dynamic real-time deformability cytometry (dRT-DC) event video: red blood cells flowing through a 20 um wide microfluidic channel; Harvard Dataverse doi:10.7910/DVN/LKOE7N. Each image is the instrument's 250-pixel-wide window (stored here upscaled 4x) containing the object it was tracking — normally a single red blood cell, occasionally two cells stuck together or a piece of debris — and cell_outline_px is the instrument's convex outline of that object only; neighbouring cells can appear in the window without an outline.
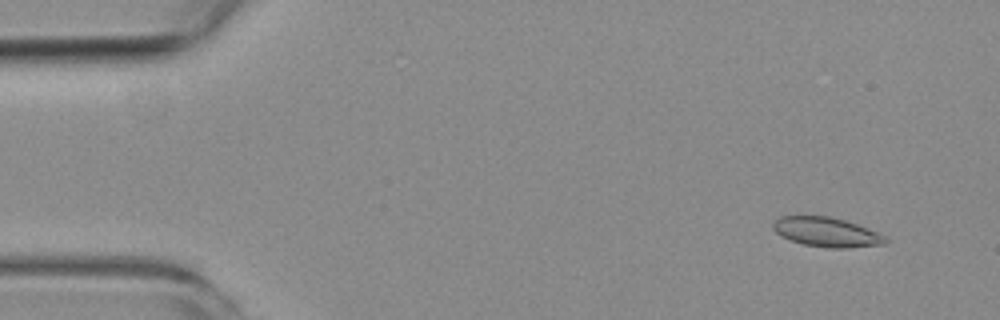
{"species": "common noctule bat (a hibernating species)", "species_latin": "Nyctalus noctula", "temperature_condition": "room temperature", "stored_images_in_passage": 7, "camera_frame_rate_fps": 3000, "um_per_image_px": 0.085, "animal": {"sex": "female", "body_mass_g": 19.3, "forearm_length_mm": 54.1}, "frame": {"image": 1, "passage_image": 2, "time_ms": 1.0, "image_size_px": [1000, 320], "cell_outline_px": [[888, 240], [884, 244], [848, 248], [828, 248], [804, 244], [780, 236], [772, 228], [772, 224], [780, 216], [828, 216], [844, 220], [868, 228], [884, 236]], "centroid_in_image_um": [70.24, 19.73], "position_along_channel_um": 14.8, "area_um2": 19.13}}
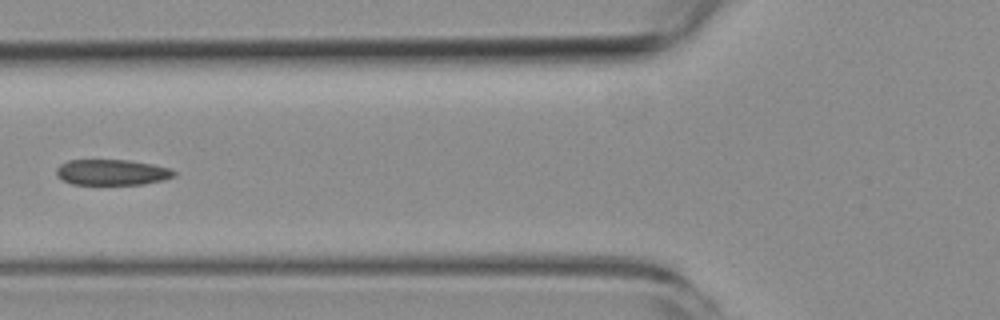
{"frame": {"image": 2, "passage_image": 6, "time_ms": 6.667, "image_size_px": [1000, 320], "cell_outline_px": [[176, 176], [164, 180], [144, 184], [72, 184], [56, 176], [56, 168], [60, 164], [68, 160], [128, 160], [152, 164], [172, 168], [176, 172]], "centroid_in_image_um": [9.54, 14.64], "position_along_channel_um": 116.3, "area_um2": 17.74}}
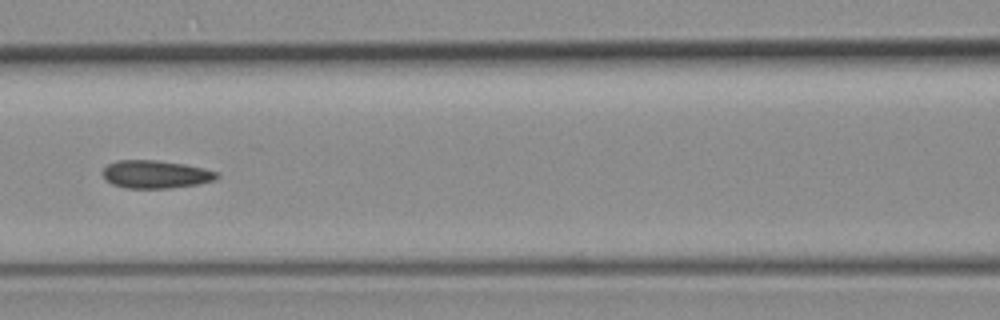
{"frame": {"image": 3, "passage_image": 7, "time_ms": 7.667, "image_size_px": [1000, 320], "cell_outline_px": [[220, 176], [216, 180], [200, 184], [168, 188], [124, 188], [112, 184], [104, 180], [104, 168], [108, 164], [116, 160], [156, 160], [184, 164], [204, 168], [220, 172]], "centroid_in_image_um": [13.27, 14.82], "position_along_channel_um": 153.3, "area_um2": 18.79}}